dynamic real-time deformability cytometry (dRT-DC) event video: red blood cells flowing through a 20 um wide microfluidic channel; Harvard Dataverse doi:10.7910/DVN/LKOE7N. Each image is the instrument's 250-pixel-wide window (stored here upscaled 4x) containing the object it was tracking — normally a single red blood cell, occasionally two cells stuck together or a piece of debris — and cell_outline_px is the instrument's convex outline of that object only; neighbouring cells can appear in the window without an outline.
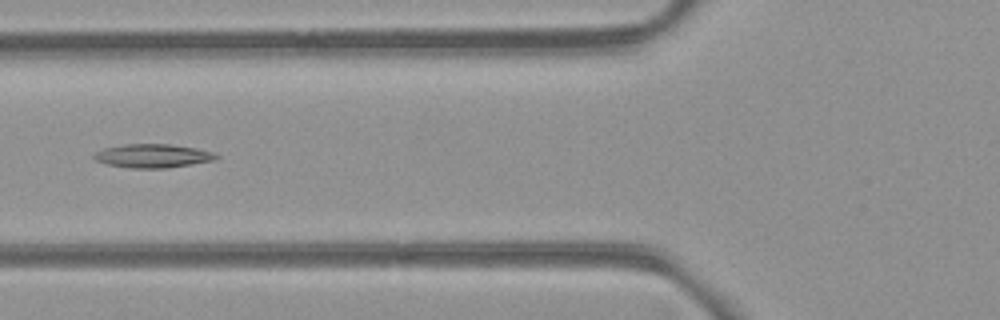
{"species": "common noctule bat (a hibernating species)", "species_latin": "Nyctalus noctula", "temperature_condition": "room temperature", "stored_images_in_passage": 8, "camera_frame_rate_fps": 3000, "um_per_image_px": 0.085, "animal": {"sex": "female", "body_mass_g": 21.9}, "frame": {"image": 1, "passage_image": 7, "time_ms": 6.667, "image_size_px": [1000, 320], "cell_outline_px": [[220, 156], [216, 160], [168, 168], [132, 168], [108, 164], [96, 160], [92, 156], [96, 152], [104, 148], [124, 144], [168, 144], [196, 148], [212, 152]], "centroid_in_image_um": [13.01, 13.25], "position_along_channel_um": 112.8, "area_um2": 16.76}}
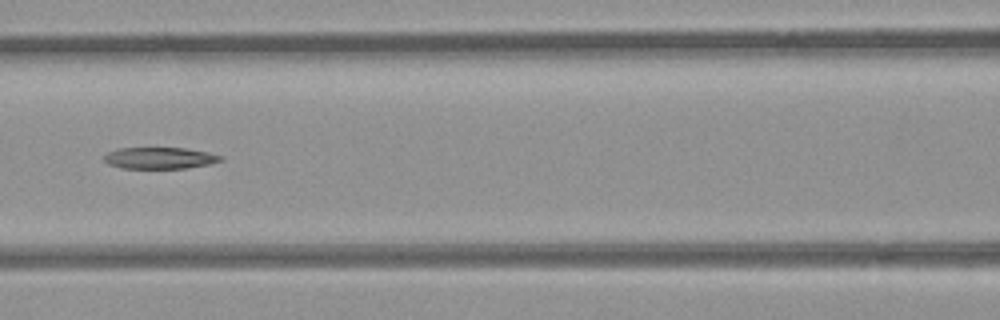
{"frame": {"image": 2, "passage_image": 8, "time_ms": 7.667, "image_size_px": [1000, 320], "cell_outline_px": [[224, 160], [208, 164], [184, 168], [120, 168], [108, 164], [104, 160], [104, 156], [108, 152], [120, 148], [184, 148], [208, 152], [224, 156]], "centroid_in_image_um": [13.59, 13.43], "position_along_channel_um": 153.0, "area_um2": 14.57}}